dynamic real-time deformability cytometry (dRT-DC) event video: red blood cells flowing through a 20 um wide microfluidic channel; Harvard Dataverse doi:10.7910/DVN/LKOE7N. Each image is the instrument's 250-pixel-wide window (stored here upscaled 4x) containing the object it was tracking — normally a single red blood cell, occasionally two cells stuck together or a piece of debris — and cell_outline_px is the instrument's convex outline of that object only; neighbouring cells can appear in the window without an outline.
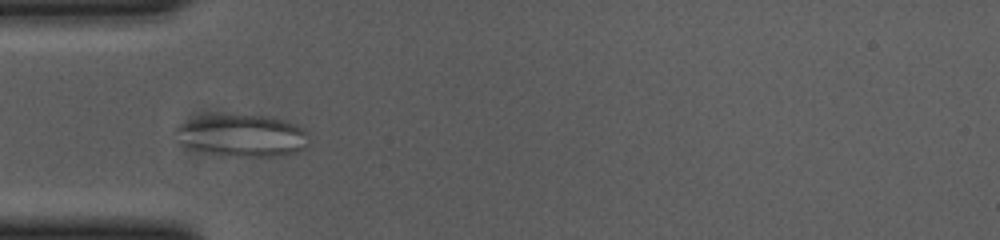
{"species": "common noctule bat (a hibernating species)", "species_latin": "Nyctalus noctula", "temperature_condition": "cold", "stored_images_in_passage": 54, "camera_frame_rate_fps": 3000, "um_per_image_px": 0.085, "animal": {"sex": "female", "body_mass_g": 23.0, "forearm_length_mm": 53.4}, "frame": {"image": 1, "passage_image": 15, "time_ms": 4.667, "image_size_px": [1000, 240], "cell_outline_px": [[308, 148], [296, 152], [280, 156], [232, 156], [212, 152], [184, 144], [176, 140], [172, 136], [172, 128], [176, 124], [188, 120], [208, 116], [272, 116], [288, 120], [296, 124], [308, 132]], "centroid_in_image_um": [20.62, 11.52], "position_along_channel_um": 64.4, "area_um2": 32.6}}
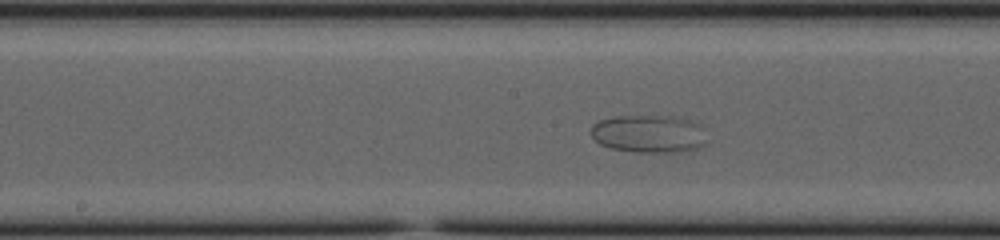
{"frame": {"image": 2, "passage_image": 26, "time_ms": 8.333, "image_size_px": [1000, 240], "cell_outline_px": [[708, 144], [692, 152], [636, 152], [612, 148], [600, 144], [592, 136], [592, 124], [600, 120], [616, 116], [680, 116], [692, 120], [700, 124], [708, 140]], "centroid_in_image_um": [55.26, 11.38], "position_along_channel_um": 192.9, "area_um2": 26.13}}
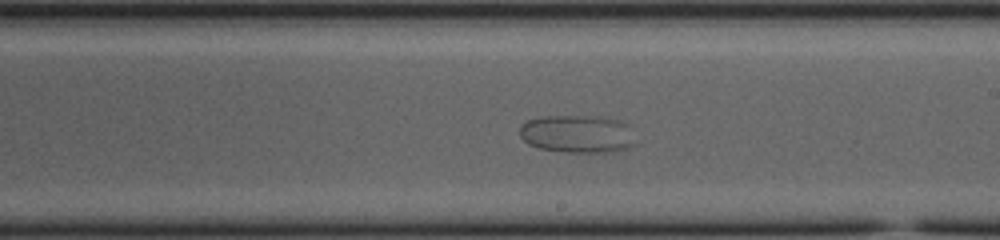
{"frame": {"image": 3, "passage_image": 30, "time_ms": 9.667, "image_size_px": [1000, 240], "cell_outline_px": [[632, 144], [624, 148], [604, 152], [564, 152], [540, 148], [528, 144], [520, 136], [520, 124], [528, 120], [540, 116], [608, 116], [620, 120], [628, 124]], "centroid_in_image_um": [49.0, 11.35], "position_along_channel_um": 240.0, "area_um2": 25.37}}